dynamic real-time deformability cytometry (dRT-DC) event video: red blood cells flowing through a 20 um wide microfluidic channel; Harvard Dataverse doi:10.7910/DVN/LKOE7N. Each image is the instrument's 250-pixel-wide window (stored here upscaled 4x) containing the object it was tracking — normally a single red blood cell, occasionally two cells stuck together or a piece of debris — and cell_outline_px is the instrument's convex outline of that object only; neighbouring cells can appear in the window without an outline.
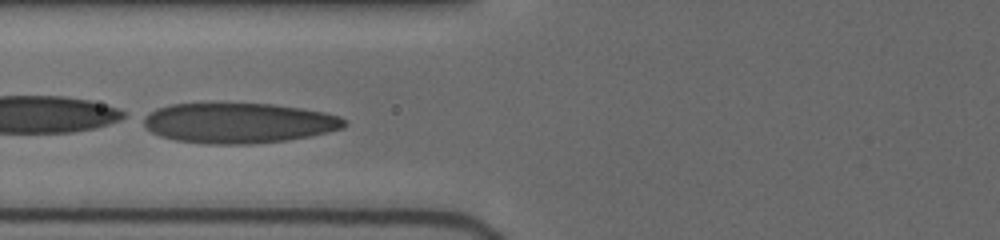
{"species": "human", "species_latin": "Homo sapiens", "temperature_condition": "cold", "stored_images_in_passage": 22, "camera_frame_rate_fps": 3000, "um_per_image_px": 0.085, "donor": {"sex": "female"}, "frame": {"image": 1, "passage_image": 6, "time_ms": 2.667, "image_size_px": [1000, 240], "cell_outline_px": [[348, 124], [344, 128], [312, 136], [288, 140], [248, 144], [204, 144], [172, 140], [160, 136], [144, 128], [144, 116], [156, 108], [172, 104], [208, 100], [216, 100], [272, 104], [300, 108], [324, 112], [340, 116], [348, 120]], "centroid_in_image_um": [20.25, 10.41], "position_along_channel_um": 105.5, "area_um2": 48.9}}
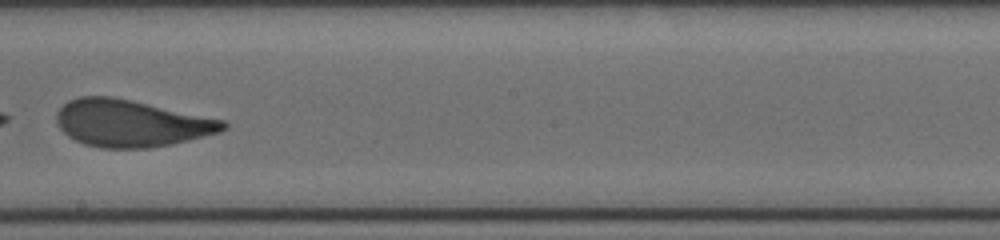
{"frame": {"image": 2, "passage_image": 12, "time_ms": 6.0, "image_size_px": [1000, 240], "cell_outline_px": [[228, 128], [220, 132], [172, 144], [148, 148], [100, 148], [84, 144], [68, 136], [60, 128], [56, 120], [56, 112], [68, 100], [80, 96], [112, 96], [224, 120], [228, 124]], "centroid_in_image_um": [11.12, 10.48], "position_along_channel_um": 237.1, "area_um2": 45.49}}
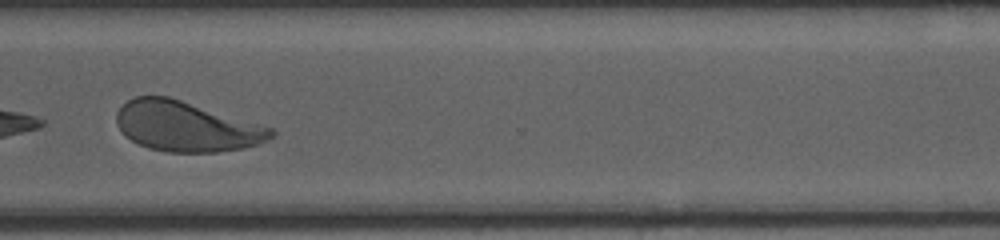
{"frame": {"image": 3, "passage_image": 18, "time_ms": 9.0, "image_size_px": [1000, 240], "cell_outline_px": [[276, 132], [268, 140], [244, 148], [216, 152], [168, 152], [148, 148], [132, 140], [116, 124], [116, 112], [128, 100], [136, 96], [168, 96], [272, 128]], "centroid_in_image_um": [15.82, 10.75], "position_along_channel_um": 354.8, "area_um2": 44.51}, "authors_computed_cell_mechanics": {"area_um2": 46.9914, "velocity_mm_per_s": 3.9304, "shape_relaxation_time_tau1_ms": 3.6169, "shape_relaxation_time_tau2_ms": 0.6723, "deformation_change_tau1": 0.1432, "deformation_change_tau2": 0.0582}}